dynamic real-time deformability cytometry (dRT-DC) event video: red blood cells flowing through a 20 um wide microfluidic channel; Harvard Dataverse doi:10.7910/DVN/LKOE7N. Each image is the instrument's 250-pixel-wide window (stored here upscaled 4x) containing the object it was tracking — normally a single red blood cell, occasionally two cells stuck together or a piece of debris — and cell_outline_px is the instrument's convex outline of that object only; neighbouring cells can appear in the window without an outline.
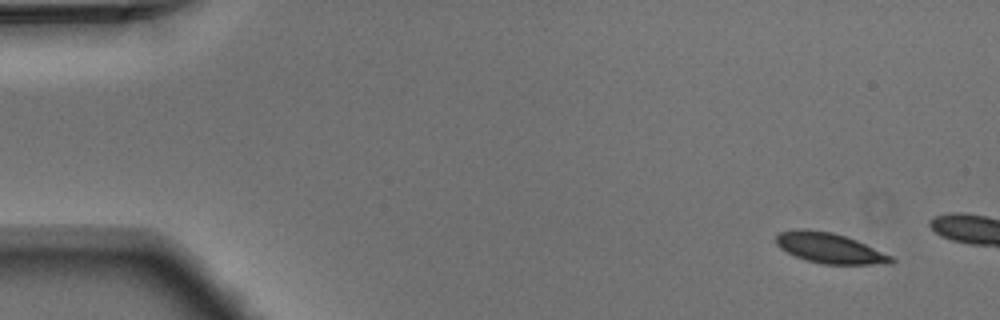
{"species": "Egyptian fruit bat (a non-hibernating species)", "species_latin": "Rousettus aegyptiacus", "temperature_condition": "warm", "stored_images_in_passage": 3, "camera_frame_rate_fps": 3000, "um_per_image_px": 0.085, "animal": {"sex": "male"}, "frame": {"image": 1, "passage_image": 1, "time_ms": 0.0, "image_size_px": [1000, 320], "cell_outline_px": [[896, 260], [892, 264], [824, 264], [808, 260], [796, 256], [780, 248], [776, 244], [776, 236], [780, 232], [796, 228], [808, 228], [832, 232], [856, 240], [892, 256]], "centroid_in_image_um": [70.51, 21.07], "position_along_channel_um": 14.5, "area_um2": 20.29}}